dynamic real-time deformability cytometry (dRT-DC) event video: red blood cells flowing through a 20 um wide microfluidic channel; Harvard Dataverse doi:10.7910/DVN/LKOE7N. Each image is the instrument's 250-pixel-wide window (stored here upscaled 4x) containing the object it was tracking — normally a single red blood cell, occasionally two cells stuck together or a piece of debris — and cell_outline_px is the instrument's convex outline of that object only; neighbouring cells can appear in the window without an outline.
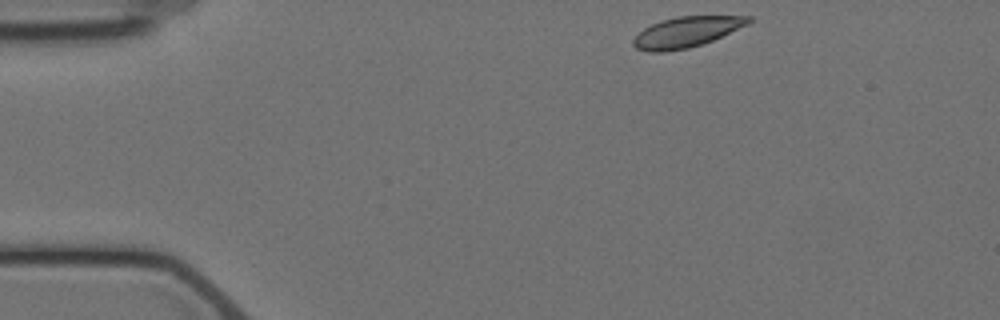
{"species": "Egyptian fruit bat (a non-hibernating species)", "species_latin": "Rousettus aegyptiacus", "temperature_condition": "cold", "stored_images_in_passage": 3, "camera_frame_rate_fps": 3000, "um_per_image_px": 0.085, "animal": {"sex": "female"}, "frame": {"image": 1, "passage_image": 1, "time_ms": 0.0, "image_size_px": [1000, 320], "cell_outline_px": [[752, 20], [748, 24], [712, 40], [688, 48], [664, 52], [648, 52], [636, 48], [632, 44], [632, 40], [644, 28], [660, 20], [676, 16], [752, 16]], "centroid_in_image_um": [58.31, 2.72], "position_along_channel_um": 26.7, "area_um2": 20.35}}